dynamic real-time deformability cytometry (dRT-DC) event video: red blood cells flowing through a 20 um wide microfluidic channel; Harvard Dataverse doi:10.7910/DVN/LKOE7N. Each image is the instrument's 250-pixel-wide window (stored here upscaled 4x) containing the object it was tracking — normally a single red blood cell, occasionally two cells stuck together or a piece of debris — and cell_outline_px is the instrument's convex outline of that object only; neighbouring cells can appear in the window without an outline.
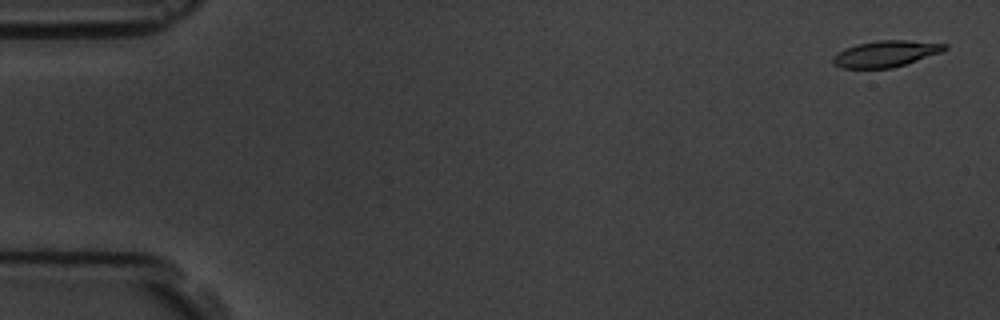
{"species": "common noctule bat (a hibernating species)", "species_latin": "Nyctalus noctula", "temperature_condition": "room temperature", "stored_images_in_passage": 5, "camera_frame_rate_fps": 3000, "um_per_image_px": 0.085, "animal": {"sex": "male", "body_mass_g": 19.5, "forearm_length_mm": 54.6}, "frame": {"image": 1, "passage_image": 1, "time_ms": 0.0, "image_size_px": [1000, 320], "cell_outline_px": [[948, 48], [940, 52], [892, 68], [840, 68], [832, 64], [832, 56], [844, 48], [856, 44], [876, 40], [908, 40], [948, 44]], "centroid_in_image_um": [75.22, 4.56], "position_along_channel_um": 9.8, "area_um2": 17.11}}
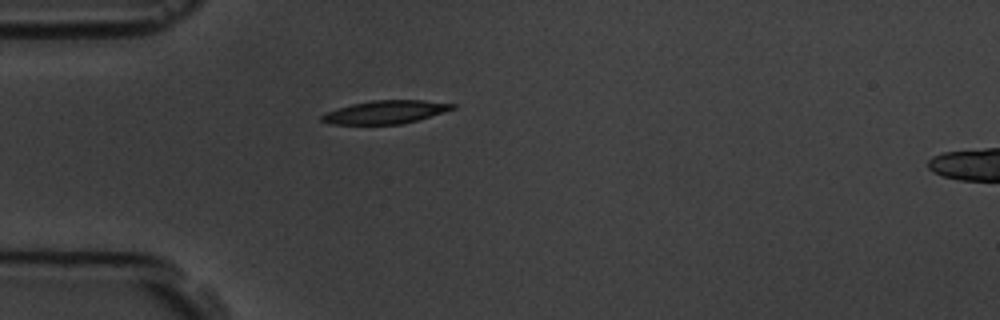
{"frame": {"image": 2, "passage_image": 5, "time_ms": 4.667, "image_size_px": [1000, 320], "cell_outline_px": [[456, 108], [444, 112], [416, 120], [400, 124], [332, 124], [320, 120], [320, 116], [328, 112], [352, 104], [372, 100], [424, 100], [456, 104]], "centroid_in_image_um": [32.79, 9.52], "position_along_channel_um": 52.2, "area_um2": 17.4}}